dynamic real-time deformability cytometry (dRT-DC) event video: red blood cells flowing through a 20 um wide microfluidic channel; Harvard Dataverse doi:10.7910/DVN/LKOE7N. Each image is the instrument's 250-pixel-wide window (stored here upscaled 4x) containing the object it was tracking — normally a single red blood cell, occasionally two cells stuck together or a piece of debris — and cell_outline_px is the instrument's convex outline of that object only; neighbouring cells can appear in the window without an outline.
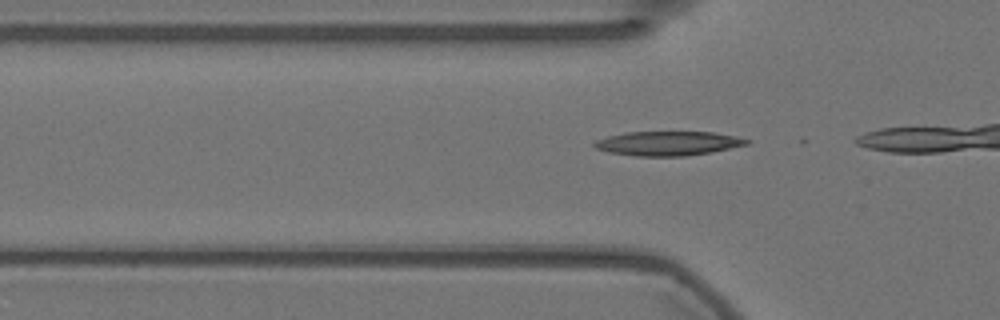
{"species": "Egyptian fruit bat (a non-hibernating species)", "species_latin": "Rousettus aegyptiacus", "temperature_condition": "warm", "stored_images_in_passage": 5, "camera_frame_rate_fps": 3000, "um_per_image_px": 0.085, "animal": {"sex": "female"}, "frame": {"image": 1, "passage_image": 2, "time_ms": 0.333, "image_size_px": [1000, 320], "cell_outline_px": [[752, 140], [748, 144], [712, 152], [684, 156], [636, 156], [608, 152], [596, 148], [592, 144], [596, 140], [608, 136], [628, 132], [712, 132], [736, 136]], "centroid_in_image_um": [56.79, 12.19], "position_along_channel_um": 69.0, "area_um2": 21.5}}